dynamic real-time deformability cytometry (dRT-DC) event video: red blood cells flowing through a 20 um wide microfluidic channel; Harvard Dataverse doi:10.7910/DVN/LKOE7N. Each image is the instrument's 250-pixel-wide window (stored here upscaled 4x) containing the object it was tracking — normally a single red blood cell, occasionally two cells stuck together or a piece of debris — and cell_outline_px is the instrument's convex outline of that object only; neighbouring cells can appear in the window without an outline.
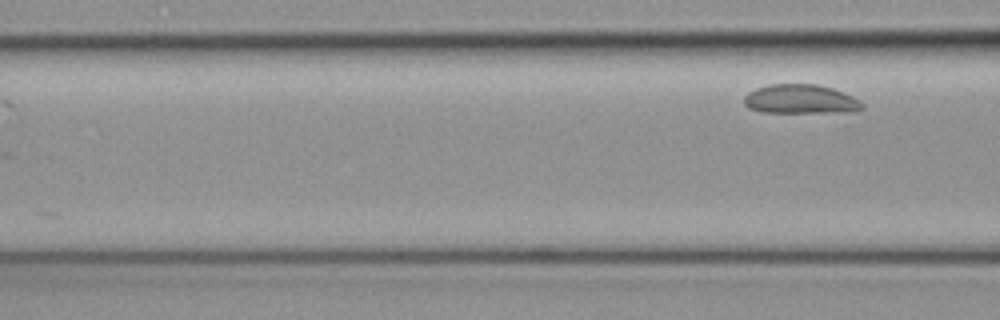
{"species": "common noctule bat (a hibernating species)", "species_latin": "Nyctalus noctula", "temperature_condition": "cold", "stored_images_in_passage": 10, "camera_frame_rate_fps": 3000, "um_per_image_px": 0.085, "animal": {"sex": "female", "body_mass_g": 19.3, "forearm_length_mm": 54.1}, "frame": {"image": 1, "passage_image": 10, "time_ms": 3.0, "image_size_px": [1000, 320], "cell_outline_px": [[864, 108], [860, 112], [764, 112], [748, 108], [744, 104], [744, 96], [748, 92], [756, 88], [768, 84], [816, 84], [832, 88], [844, 92], [860, 100], [864, 104]], "centroid_in_image_um": [68.09, 8.43], "position_along_channel_um": 98.5, "area_um2": 20.35}}